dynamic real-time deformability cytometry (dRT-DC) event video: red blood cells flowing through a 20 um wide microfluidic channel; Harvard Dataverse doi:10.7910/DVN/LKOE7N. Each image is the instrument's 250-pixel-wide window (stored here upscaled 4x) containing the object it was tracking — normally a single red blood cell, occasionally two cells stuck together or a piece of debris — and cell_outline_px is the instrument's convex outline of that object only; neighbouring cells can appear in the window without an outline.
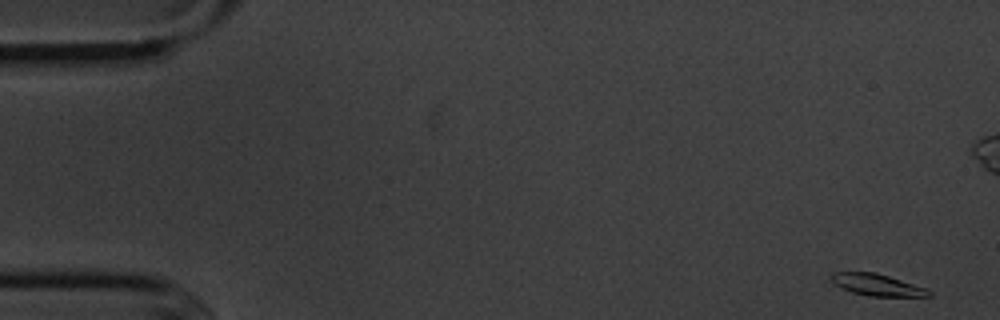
{"species": "common noctule bat (a hibernating species)", "species_latin": "Nyctalus noctula", "temperature_condition": "cold", "stored_images_in_passage": 10, "camera_frame_rate_fps": 3000, "um_per_image_px": 0.085, "animal": {"sex": "male", "body_mass_g": 20.1, "forearm_length_mm": 53.5}, "frame": {"image": 1, "passage_image": 1, "time_ms": 0.0, "image_size_px": [1000, 320], "cell_outline_px": [[932, 296], [868, 296], [852, 292], [840, 288], [828, 276], [832, 272], [876, 272], [924, 288], [932, 292]], "centroid_in_image_um": [74.49, 24.21], "position_along_channel_um": 10.5, "area_um2": 12.2}}